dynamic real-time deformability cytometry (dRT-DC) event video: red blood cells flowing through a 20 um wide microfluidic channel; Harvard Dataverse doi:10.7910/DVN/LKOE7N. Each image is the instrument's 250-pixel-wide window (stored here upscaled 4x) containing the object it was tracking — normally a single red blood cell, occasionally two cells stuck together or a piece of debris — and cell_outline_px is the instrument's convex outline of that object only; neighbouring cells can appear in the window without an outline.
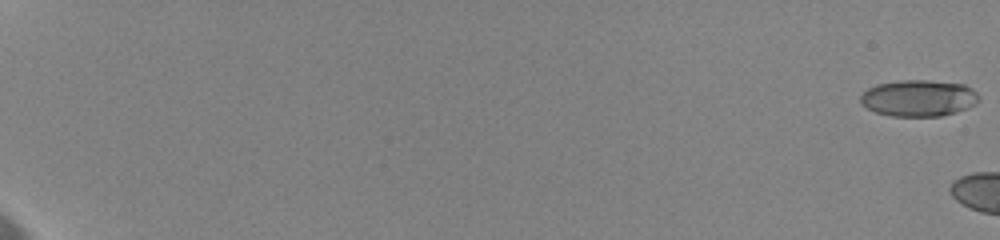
{"species": "human", "species_latin": "Homo sapiens", "temperature_condition": "cold", "stored_images_in_passage": 5, "camera_frame_rate_fps": 3000, "um_per_image_px": 0.085, "donor": {"sex": "female"}, "frame": {"image": 1, "passage_image": 1, "time_ms": 0.0, "image_size_px": [1000, 240], "cell_outline_px": [[980, 100], [968, 108], [956, 112], [940, 116], [892, 116], [876, 112], [860, 104], [860, 96], [868, 88], [876, 84], [900, 80], [928, 80], [964, 84], [972, 88], [976, 92]], "centroid_in_image_um": [78.08, 8.33], "position_along_channel_um": 6.9, "area_um2": 25.26}}